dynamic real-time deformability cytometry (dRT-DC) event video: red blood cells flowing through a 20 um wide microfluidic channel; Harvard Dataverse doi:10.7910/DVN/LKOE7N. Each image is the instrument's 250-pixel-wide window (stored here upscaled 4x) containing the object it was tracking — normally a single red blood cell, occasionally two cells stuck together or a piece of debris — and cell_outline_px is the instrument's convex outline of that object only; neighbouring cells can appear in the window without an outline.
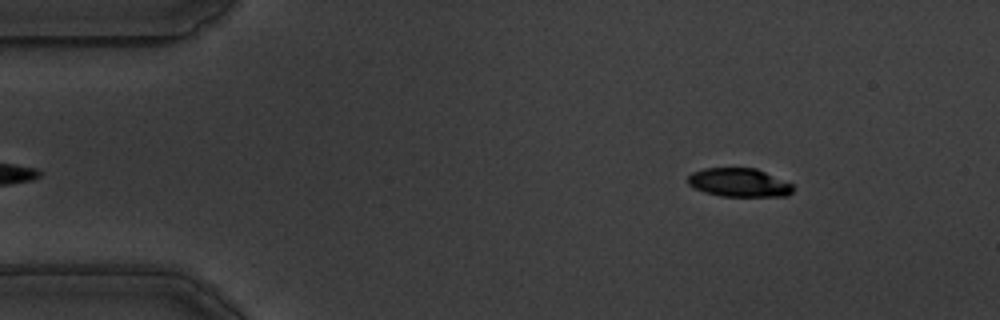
{"species": "common noctule bat (a hibernating species)", "species_latin": "Nyctalus noctula", "temperature_condition": "warm", "stored_images_in_passage": 53, "camera_frame_rate_fps": 3000, "um_per_image_px": 0.085, "animal": {"sex": "male", "body_mass_g": 19.5, "forearm_length_mm": 54.6}, "frame": {"image": 1, "passage_image": 3, "time_ms": 0.667, "image_size_px": [1000, 320], "cell_outline_px": [[792, 192], [788, 196], [720, 196], [704, 192], [688, 184], [688, 176], [692, 172], [704, 168], [756, 168], [792, 184]], "centroid_in_image_um": [62.8, 15.52], "position_along_channel_um": 22.2, "area_um2": 17.4}}
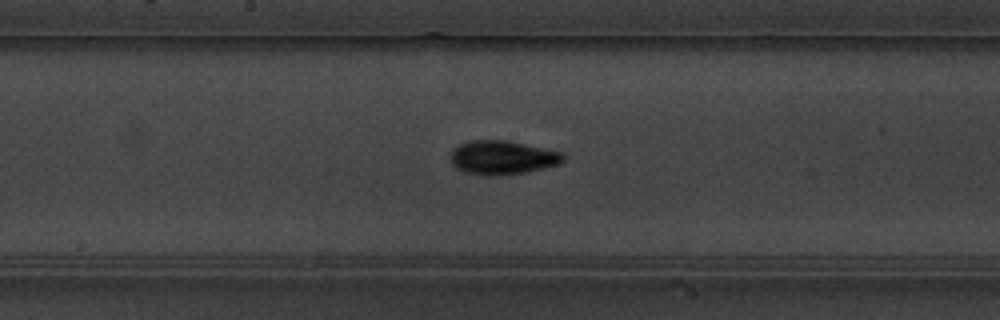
{"frame": {"image": 2, "passage_image": 25, "time_ms": 8.0, "image_size_px": [1000, 320], "cell_outline_px": [[564, 160], [560, 164], [544, 168], [524, 172], [500, 176], [488, 176], [464, 172], [456, 168], [452, 164], [452, 148], [468, 140], [504, 140], [560, 152], [564, 156]], "centroid_in_image_um": [42.66, 13.4], "position_along_channel_um": 205.5, "area_um2": 22.08}}
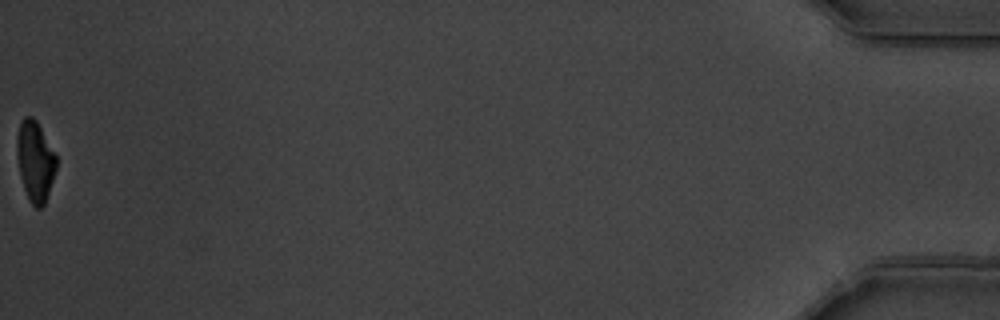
{"frame": {"image": 3, "passage_image": 53, "time_ms": 17.333, "image_size_px": [1000, 320], "cell_outline_px": [[56, 168], [44, 204], [40, 208], [36, 208], [28, 200], [20, 176], [16, 156], [16, 136], [20, 124], [24, 116], [32, 116], [36, 120], [56, 156]], "centroid_in_image_um": [2.95, 13.69], "position_along_channel_um": 432.2, "area_um2": 18.26}, "authors_computed_cell_mechanics": {"area_um2": 19.8832, "velocity_mm_per_s": 3.5172, "shape_relaxation_time_tau1_ms": 2.8142, "shape_relaxation_time_tau2_ms": 3.1216, "deformation_change_tau1": 0.1578, "deformation_change_tau2": 0.0888}}